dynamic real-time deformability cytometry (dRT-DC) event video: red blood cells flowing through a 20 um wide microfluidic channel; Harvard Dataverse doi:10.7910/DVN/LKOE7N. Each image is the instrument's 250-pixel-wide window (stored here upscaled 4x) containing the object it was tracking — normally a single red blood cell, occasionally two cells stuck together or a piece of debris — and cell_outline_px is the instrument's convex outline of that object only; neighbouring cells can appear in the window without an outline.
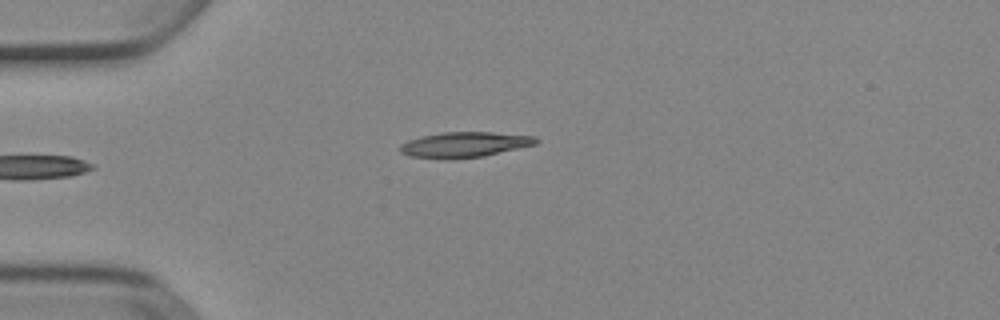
{"species": "Egyptian fruit bat (a non-hibernating species)", "species_latin": "Rousettus aegyptiacus", "temperature_condition": "cold", "stored_images_in_passage": 5, "camera_frame_rate_fps": 3000, "um_per_image_px": 0.085, "animal": {"sex": "female"}, "frame": {"image": 1, "passage_image": 5, "time_ms": 1.333, "image_size_px": [1000, 320], "cell_outline_px": [[540, 140], [536, 144], [484, 156], [452, 160], [444, 160], [412, 156], [400, 152], [400, 144], [408, 140], [420, 136], [444, 132], [492, 132], [536, 136]], "centroid_in_image_um": [39.48, 12.3], "position_along_channel_um": 45.5, "area_um2": 20.35}}